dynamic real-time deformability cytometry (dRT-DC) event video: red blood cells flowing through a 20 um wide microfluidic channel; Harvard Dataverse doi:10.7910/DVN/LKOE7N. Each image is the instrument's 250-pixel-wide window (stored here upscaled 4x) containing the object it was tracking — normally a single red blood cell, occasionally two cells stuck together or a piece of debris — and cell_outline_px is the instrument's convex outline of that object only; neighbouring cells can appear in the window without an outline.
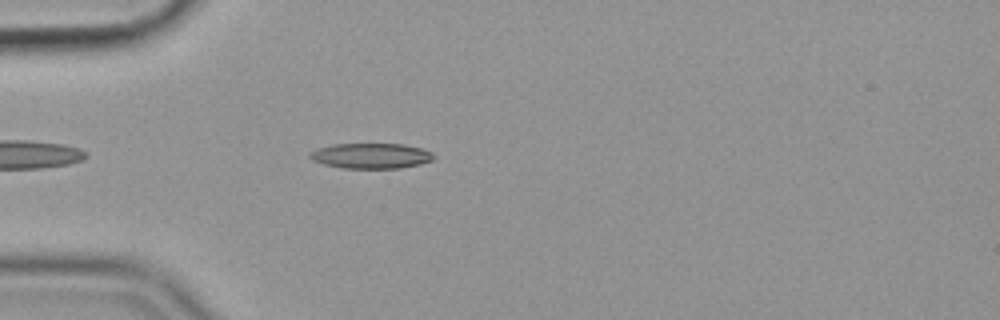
{"species": "common noctule bat (a hibernating species)", "species_latin": "Nyctalus noctula", "temperature_condition": "cold", "stored_images_in_passage": 6, "camera_frame_rate_fps": 3000, "um_per_image_px": 0.085, "animal": {"sex": "female", "body_mass_g": 19.9}, "frame": {"image": 1, "passage_image": 2, "time_ms": 0.333, "image_size_px": [1000, 320], "cell_outline_px": [[432, 160], [420, 164], [400, 168], [344, 168], [324, 164], [312, 160], [308, 156], [308, 152], [316, 148], [332, 144], [400, 144], [420, 148], [432, 152]], "centroid_in_image_um": [31.47, 13.24], "position_along_channel_um": 53.5, "area_um2": 18.21}}